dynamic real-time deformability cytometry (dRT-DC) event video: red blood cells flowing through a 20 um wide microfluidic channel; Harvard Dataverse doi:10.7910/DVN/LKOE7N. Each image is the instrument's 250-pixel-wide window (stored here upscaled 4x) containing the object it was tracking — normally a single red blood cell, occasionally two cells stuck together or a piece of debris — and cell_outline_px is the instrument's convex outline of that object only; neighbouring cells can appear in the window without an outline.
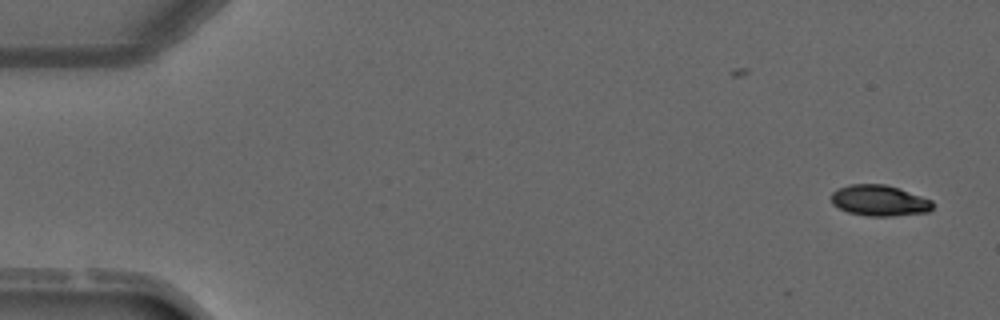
{"species": "common noctule bat (a hibernating species)", "species_latin": "Nyctalus noctula", "temperature_condition": "warm", "stored_images_in_passage": 4, "camera_frame_rate_fps": 3000, "um_per_image_px": 0.085, "animal": {"sex": "male", "forearm_length_mm": 52.5}, "frame": {"image": 1, "passage_image": 1, "time_ms": 0.0, "image_size_px": [1000, 320], "cell_outline_px": [[932, 208], [928, 212], [892, 216], [868, 216], [848, 212], [832, 204], [832, 192], [836, 188], [848, 184], [884, 184], [932, 200]], "centroid_in_image_um": [74.7, 17.04], "position_along_channel_um": 10.3, "area_um2": 18.09}}
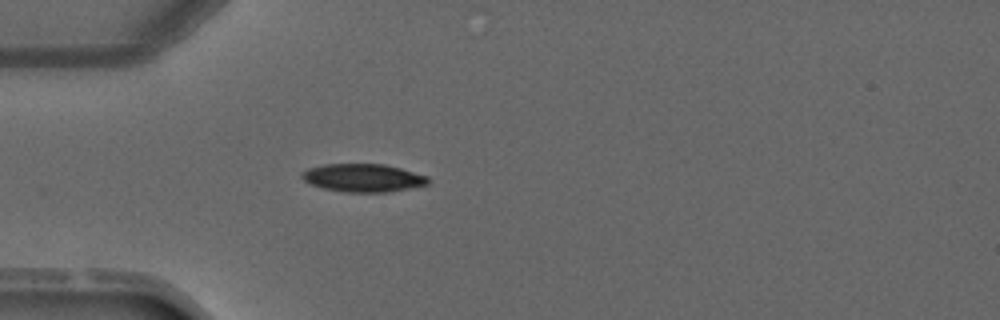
{"frame": {"image": 2, "passage_image": 4, "time_ms": 3.667, "image_size_px": [1000, 320], "cell_outline_px": [[432, 180], [428, 184], [388, 192], [344, 192], [324, 188], [312, 184], [304, 180], [300, 176], [300, 172], [308, 168], [324, 164], [384, 164], [400, 168], [428, 176]], "centroid_in_image_um": [30.86, 15.11], "position_along_channel_um": 54.1, "area_um2": 20.63}}